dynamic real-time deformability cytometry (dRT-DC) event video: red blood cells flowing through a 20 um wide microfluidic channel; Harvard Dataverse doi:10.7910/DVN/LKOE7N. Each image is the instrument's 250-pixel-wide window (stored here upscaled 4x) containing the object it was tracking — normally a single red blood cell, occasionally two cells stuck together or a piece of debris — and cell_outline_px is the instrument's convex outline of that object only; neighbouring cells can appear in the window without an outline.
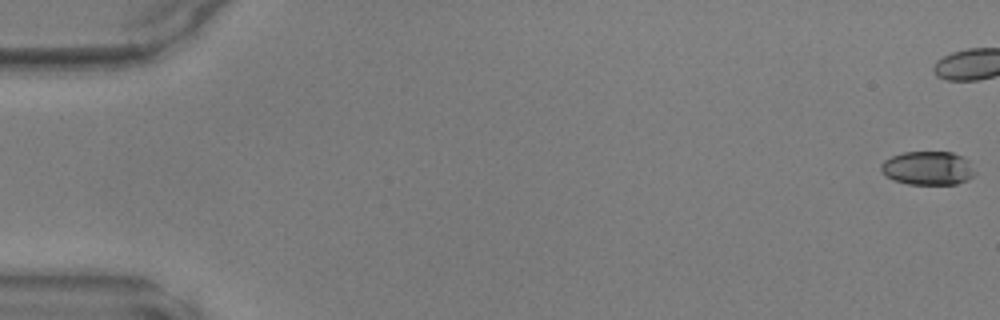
{"species": "common noctule bat (a hibernating species)", "species_latin": "Nyctalus noctula", "temperature_condition": "warm", "stored_images_in_passage": 39, "camera_frame_rate_fps": 3000, "um_per_image_px": 0.085, "animal": {"sex": "male", "body_mass_g": 17.9, "forearm_length_mm": 54.2}, "frame": {"image": 1, "passage_image": 1, "time_ms": 0.0, "image_size_px": [1000, 320], "cell_outline_px": [[976, 172], [968, 180], [956, 184], [908, 184], [892, 180], [884, 176], [880, 168], [880, 164], [884, 160], [892, 156], [904, 152], [952, 152], [964, 156], [968, 160]], "centroid_in_image_um": [78.86, 14.29], "position_along_channel_um": 6.1, "area_um2": 18.67}}
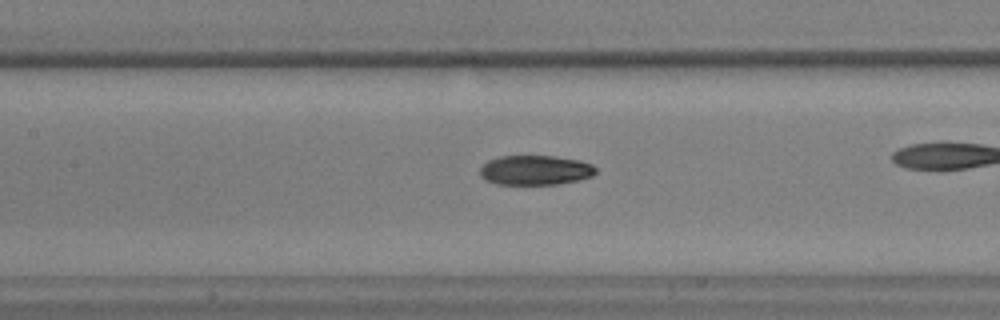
{"frame": {"image": 2, "passage_image": 23, "time_ms": 7.333, "image_size_px": [1000, 320], "cell_outline_px": [[596, 172], [592, 176], [580, 180], [560, 184], [496, 184], [484, 180], [480, 176], [480, 168], [488, 160], [500, 156], [552, 156], [580, 160], [592, 164], [596, 168]], "centroid_in_image_um": [45.5, 14.47], "position_along_channel_um": 161.9, "area_um2": 20.17}}